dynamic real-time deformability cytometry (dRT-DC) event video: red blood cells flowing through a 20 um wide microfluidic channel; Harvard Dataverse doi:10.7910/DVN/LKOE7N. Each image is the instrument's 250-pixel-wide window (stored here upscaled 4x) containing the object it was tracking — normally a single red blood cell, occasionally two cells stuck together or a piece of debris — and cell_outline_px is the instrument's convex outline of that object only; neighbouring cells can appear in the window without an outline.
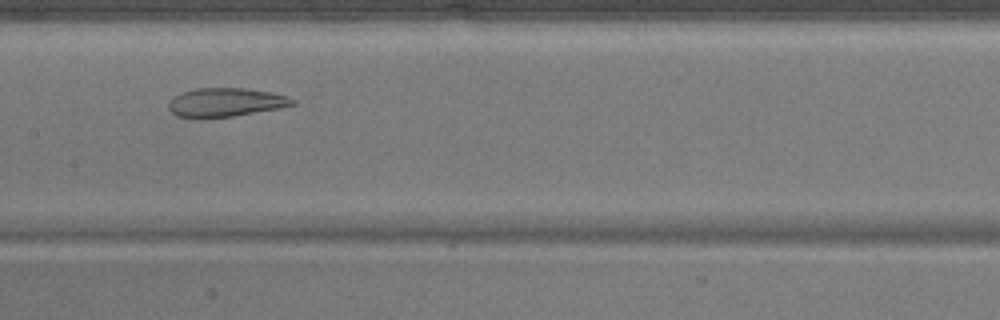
{"species": "common noctule bat (a hibernating species)", "species_latin": "Nyctalus noctula", "temperature_condition": "warm", "stored_images_in_passage": 37, "camera_frame_rate_fps": 3000, "um_per_image_px": 0.085, "animal": {"sex": "male", "body_mass_g": 17.9}, "frame": {"image": 1, "passage_image": 12, "time_ms": 3.667, "image_size_px": [1000, 320], "cell_outline_px": [[296, 104], [280, 108], [232, 116], [204, 120], [196, 120], [176, 116], [168, 108], [168, 100], [184, 92], [196, 88], [244, 88], [272, 92], [288, 96], [296, 100]], "centroid_in_image_um": [19.15, 8.73], "position_along_channel_um": 188.3, "area_um2": 21.27}}
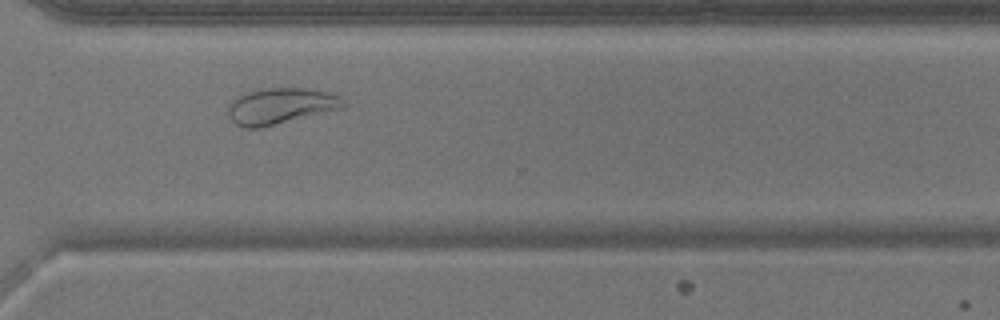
{"frame": {"image": 2, "passage_image": 24, "time_ms": 7.667, "image_size_px": [1000, 320], "cell_outline_px": [[348, 104], [344, 108], [260, 128], [244, 128], [236, 124], [228, 116], [228, 104], [236, 96], [244, 92], [268, 88], [308, 88], [332, 92], [340, 96]], "centroid_in_image_um": [23.88, 9.0], "position_along_channel_um": 346.7, "area_um2": 24.62}}
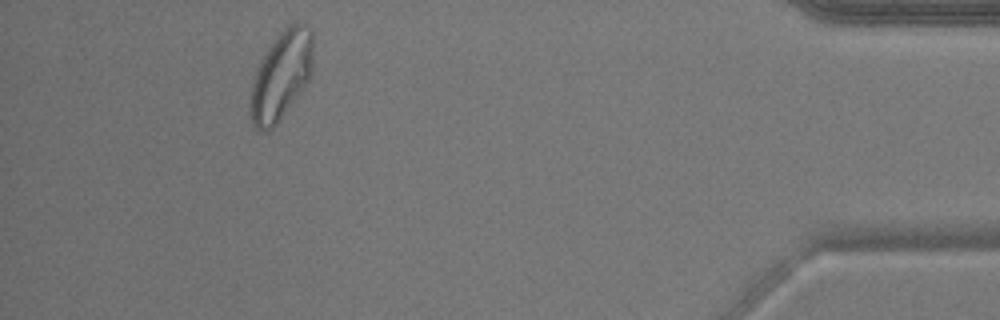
{"frame": {"image": 3, "passage_image": 33, "time_ms": 10.667, "image_size_px": [1000, 320], "cell_outline_px": [[312, 76], [280, 120], [268, 132], [260, 132], [252, 124], [252, 84], [260, 60], [268, 48], [280, 32], [288, 24], [296, 20], [312, 28]], "centroid_in_image_um": [23.94, 6.38], "position_along_channel_um": 411.3, "area_um2": 32.19}}